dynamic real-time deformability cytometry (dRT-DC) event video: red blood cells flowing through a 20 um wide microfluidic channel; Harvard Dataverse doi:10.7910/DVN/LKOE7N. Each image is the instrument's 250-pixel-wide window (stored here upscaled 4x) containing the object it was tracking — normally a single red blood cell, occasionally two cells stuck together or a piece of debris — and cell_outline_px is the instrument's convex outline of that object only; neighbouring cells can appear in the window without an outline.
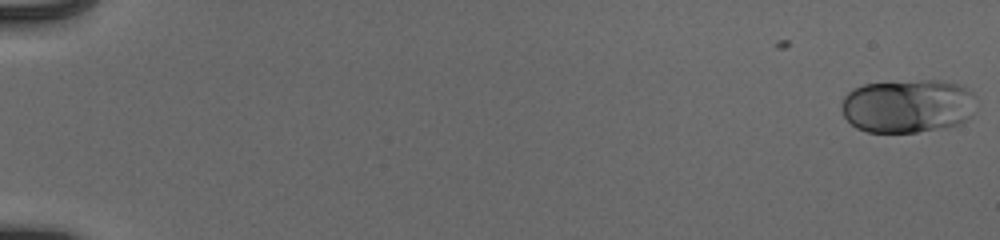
{"species": "human", "species_latin": "Homo sapiens", "temperature_condition": "cold", "stored_images_in_passage": 54, "camera_frame_rate_fps": 3000, "um_per_image_px": 0.085, "donor": {"sex": "male"}, "frame": {"image": 1, "passage_image": 1, "time_ms": 0.0, "image_size_px": [1000, 240], "cell_outline_px": [[972, 92], [968, 116], [964, 120], [956, 124], [944, 128], [916, 132], [868, 132], [856, 128], [844, 116], [840, 108], [840, 104], [844, 96], [848, 92], [864, 84], [924, 80], [936, 80], [956, 84]], "centroid_in_image_um": [77.04, 9.02], "position_along_channel_um": 8.0, "area_um2": 41.27}}
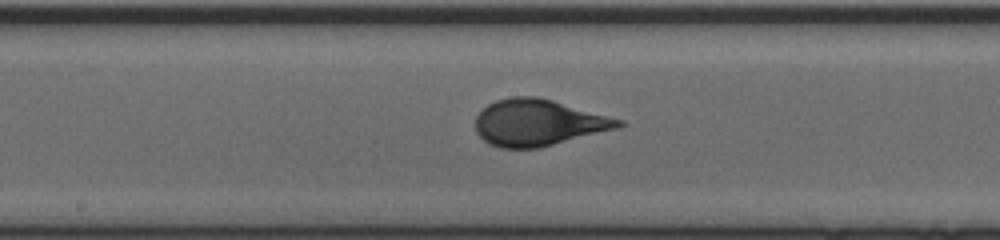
{"frame": {"image": 2, "passage_image": 31, "time_ms": 10.0, "image_size_px": [1000, 240], "cell_outline_px": [[624, 124], [616, 128], [540, 148], [500, 148], [488, 144], [476, 132], [476, 116], [488, 104], [496, 100], [512, 96], [536, 96], [552, 100], [624, 120]], "centroid_in_image_um": [45.72, 10.42], "position_along_channel_um": 202.5, "area_um2": 38.49}}
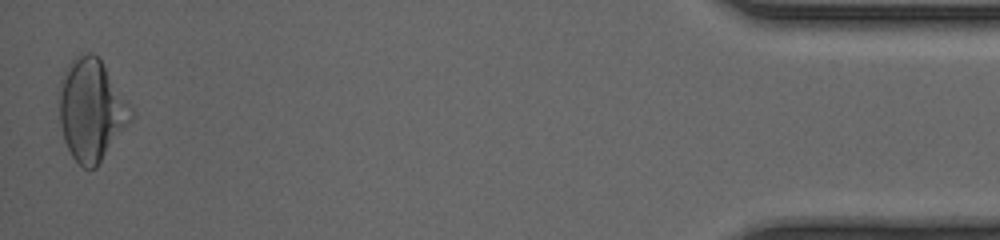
{"frame": {"image": 3, "passage_image": 54, "time_ms": 17.667, "image_size_px": [1000, 240], "cell_outline_px": [[136, 116], [96, 168], [84, 168], [72, 156], [64, 140], [60, 124], [56, 92], [60, 80], [68, 64], [80, 52], [92, 52], [100, 60], [136, 112]], "centroid_in_image_um": [7.76, 9.33], "position_along_channel_um": 427.4, "area_um2": 43.35}, "authors_computed_cell_mechanics": {"area_um2": 38.437, "velocity_mm_per_s": 3.946, "shape_relaxation_time_tau1_ms": 3.8757, "shape_relaxation_time_tau2_ms": null, "deformation_change_tau1": 0.1719, "deformation_change_tau2": null}}